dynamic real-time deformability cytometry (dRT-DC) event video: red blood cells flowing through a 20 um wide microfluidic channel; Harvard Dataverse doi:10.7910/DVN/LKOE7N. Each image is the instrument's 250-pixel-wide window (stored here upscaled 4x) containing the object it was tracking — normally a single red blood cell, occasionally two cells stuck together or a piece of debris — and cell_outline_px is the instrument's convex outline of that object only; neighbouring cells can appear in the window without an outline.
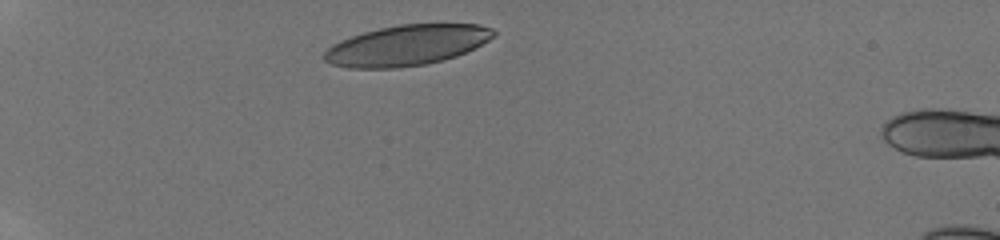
{"species": "human", "species_latin": "Homo sapiens", "temperature_condition": "room temperature", "stored_images_in_passage": 8, "camera_frame_rate_fps": 3000, "um_per_image_px": 0.085, "donor": {"sex": "male"}, "frame": {"image": 1, "passage_image": 1, "time_ms": 0.0, "image_size_px": [1000, 240], "cell_outline_px": [[496, 36], [456, 56], [424, 64], [396, 68], [348, 68], [332, 64], [324, 60], [324, 52], [332, 44], [340, 40], [364, 32], [380, 28], [400, 24], [480, 24], [492, 28], [496, 32]], "centroid_in_image_um": [34.56, 3.84], "position_along_channel_um": 50.4, "area_um2": 39.65}}
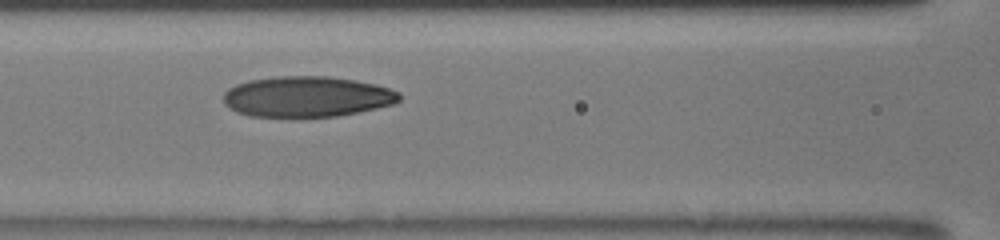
{"frame": {"image": 2, "passage_image": 6, "time_ms": 3.333, "image_size_px": [1000, 240], "cell_outline_px": [[400, 100], [392, 104], [376, 108], [336, 116], [248, 116], [236, 112], [228, 108], [224, 104], [224, 92], [228, 88], [236, 84], [248, 80], [280, 76], [328, 76], [356, 80], [376, 84], [400, 92]], "centroid_in_image_um": [26.06, 8.2], "position_along_channel_um": 140.5, "area_um2": 41.62}}
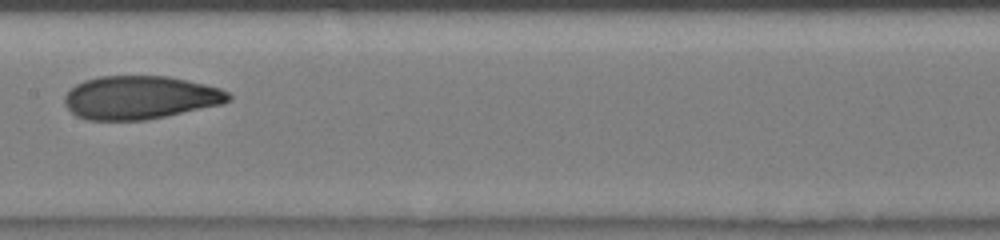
{"frame": {"image": 3, "passage_image": 8, "time_ms": 4.667, "image_size_px": [1000, 240], "cell_outline_px": [[232, 100], [224, 104], [148, 120], [88, 120], [76, 116], [64, 104], [64, 96], [76, 84], [84, 80], [100, 76], [168, 76], [188, 80], [220, 88], [228, 92], [232, 96]], "centroid_in_image_um": [11.94, 8.29], "position_along_channel_um": 195.5, "area_um2": 41.67}}